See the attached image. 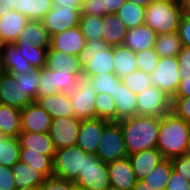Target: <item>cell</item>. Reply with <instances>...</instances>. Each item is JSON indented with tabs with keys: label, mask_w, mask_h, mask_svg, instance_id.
Segmentation results:
<instances>
[{
	"label": "cell",
	"mask_w": 190,
	"mask_h": 190,
	"mask_svg": "<svg viewBox=\"0 0 190 190\" xmlns=\"http://www.w3.org/2000/svg\"><path fill=\"white\" fill-rule=\"evenodd\" d=\"M128 156L134 153L156 148L160 117L136 115L118 121Z\"/></svg>",
	"instance_id": "obj_1"
},
{
	"label": "cell",
	"mask_w": 190,
	"mask_h": 190,
	"mask_svg": "<svg viewBox=\"0 0 190 190\" xmlns=\"http://www.w3.org/2000/svg\"><path fill=\"white\" fill-rule=\"evenodd\" d=\"M190 135V123L172 112L160 118L156 148L166 159L185 155Z\"/></svg>",
	"instance_id": "obj_2"
},
{
	"label": "cell",
	"mask_w": 190,
	"mask_h": 190,
	"mask_svg": "<svg viewBox=\"0 0 190 190\" xmlns=\"http://www.w3.org/2000/svg\"><path fill=\"white\" fill-rule=\"evenodd\" d=\"M79 59L85 79L98 73H114L113 46L110 47L102 39L86 40Z\"/></svg>",
	"instance_id": "obj_3"
},
{
	"label": "cell",
	"mask_w": 190,
	"mask_h": 190,
	"mask_svg": "<svg viewBox=\"0 0 190 190\" xmlns=\"http://www.w3.org/2000/svg\"><path fill=\"white\" fill-rule=\"evenodd\" d=\"M182 17L177 2L151 1L145 10V24L157 35L178 32Z\"/></svg>",
	"instance_id": "obj_4"
},
{
	"label": "cell",
	"mask_w": 190,
	"mask_h": 190,
	"mask_svg": "<svg viewBox=\"0 0 190 190\" xmlns=\"http://www.w3.org/2000/svg\"><path fill=\"white\" fill-rule=\"evenodd\" d=\"M87 154L77 145L56 150L52 160V177L76 182L80 172H83L84 158Z\"/></svg>",
	"instance_id": "obj_5"
},
{
	"label": "cell",
	"mask_w": 190,
	"mask_h": 190,
	"mask_svg": "<svg viewBox=\"0 0 190 190\" xmlns=\"http://www.w3.org/2000/svg\"><path fill=\"white\" fill-rule=\"evenodd\" d=\"M75 184L77 190H107L111 186L107 163L95 154H87L83 172H80Z\"/></svg>",
	"instance_id": "obj_6"
},
{
	"label": "cell",
	"mask_w": 190,
	"mask_h": 190,
	"mask_svg": "<svg viewBox=\"0 0 190 190\" xmlns=\"http://www.w3.org/2000/svg\"><path fill=\"white\" fill-rule=\"evenodd\" d=\"M96 156L104 163L128 157L122 128L118 122H109L103 129Z\"/></svg>",
	"instance_id": "obj_7"
},
{
	"label": "cell",
	"mask_w": 190,
	"mask_h": 190,
	"mask_svg": "<svg viewBox=\"0 0 190 190\" xmlns=\"http://www.w3.org/2000/svg\"><path fill=\"white\" fill-rule=\"evenodd\" d=\"M177 57H159L156 68L150 74L151 87H156L173 98L181 82Z\"/></svg>",
	"instance_id": "obj_8"
},
{
	"label": "cell",
	"mask_w": 190,
	"mask_h": 190,
	"mask_svg": "<svg viewBox=\"0 0 190 190\" xmlns=\"http://www.w3.org/2000/svg\"><path fill=\"white\" fill-rule=\"evenodd\" d=\"M96 90L89 79L82 78L78 88L69 93L74 116L79 120L96 119Z\"/></svg>",
	"instance_id": "obj_9"
},
{
	"label": "cell",
	"mask_w": 190,
	"mask_h": 190,
	"mask_svg": "<svg viewBox=\"0 0 190 190\" xmlns=\"http://www.w3.org/2000/svg\"><path fill=\"white\" fill-rule=\"evenodd\" d=\"M137 115L163 117L171 112L172 98L156 87L137 94Z\"/></svg>",
	"instance_id": "obj_10"
},
{
	"label": "cell",
	"mask_w": 190,
	"mask_h": 190,
	"mask_svg": "<svg viewBox=\"0 0 190 190\" xmlns=\"http://www.w3.org/2000/svg\"><path fill=\"white\" fill-rule=\"evenodd\" d=\"M34 100L22 85V75H11L4 72L0 76V103L19 109L25 108Z\"/></svg>",
	"instance_id": "obj_11"
},
{
	"label": "cell",
	"mask_w": 190,
	"mask_h": 190,
	"mask_svg": "<svg viewBox=\"0 0 190 190\" xmlns=\"http://www.w3.org/2000/svg\"><path fill=\"white\" fill-rule=\"evenodd\" d=\"M80 16V8L53 6L41 21L51 38L67 29L79 26Z\"/></svg>",
	"instance_id": "obj_12"
},
{
	"label": "cell",
	"mask_w": 190,
	"mask_h": 190,
	"mask_svg": "<svg viewBox=\"0 0 190 190\" xmlns=\"http://www.w3.org/2000/svg\"><path fill=\"white\" fill-rule=\"evenodd\" d=\"M81 120L74 117L52 119L50 137L56 150L77 145Z\"/></svg>",
	"instance_id": "obj_13"
},
{
	"label": "cell",
	"mask_w": 190,
	"mask_h": 190,
	"mask_svg": "<svg viewBox=\"0 0 190 190\" xmlns=\"http://www.w3.org/2000/svg\"><path fill=\"white\" fill-rule=\"evenodd\" d=\"M52 117L36 102L21 109V131L49 133Z\"/></svg>",
	"instance_id": "obj_14"
},
{
	"label": "cell",
	"mask_w": 190,
	"mask_h": 190,
	"mask_svg": "<svg viewBox=\"0 0 190 190\" xmlns=\"http://www.w3.org/2000/svg\"><path fill=\"white\" fill-rule=\"evenodd\" d=\"M108 123L109 121L100 118L82 120L77 146L81 147L88 154H96L103 129Z\"/></svg>",
	"instance_id": "obj_15"
},
{
	"label": "cell",
	"mask_w": 190,
	"mask_h": 190,
	"mask_svg": "<svg viewBox=\"0 0 190 190\" xmlns=\"http://www.w3.org/2000/svg\"><path fill=\"white\" fill-rule=\"evenodd\" d=\"M86 44V38L79 26L67 29L50 38V50L79 56Z\"/></svg>",
	"instance_id": "obj_16"
},
{
	"label": "cell",
	"mask_w": 190,
	"mask_h": 190,
	"mask_svg": "<svg viewBox=\"0 0 190 190\" xmlns=\"http://www.w3.org/2000/svg\"><path fill=\"white\" fill-rule=\"evenodd\" d=\"M111 187L132 190L137 179L128 157L107 163Z\"/></svg>",
	"instance_id": "obj_17"
},
{
	"label": "cell",
	"mask_w": 190,
	"mask_h": 190,
	"mask_svg": "<svg viewBox=\"0 0 190 190\" xmlns=\"http://www.w3.org/2000/svg\"><path fill=\"white\" fill-rule=\"evenodd\" d=\"M0 53L3 62L4 72L11 75H22L29 72L33 67L21 55L19 46L15 43H4L0 45Z\"/></svg>",
	"instance_id": "obj_18"
},
{
	"label": "cell",
	"mask_w": 190,
	"mask_h": 190,
	"mask_svg": "<svg viewBox=\"0 0 190 190\" xmlns=\"http://www.w3.org/2000/svg\"><path fill=\"white\" fill-rule=\"evenodd\" d=\"M157 33L146 24L128 29L123 45L132 51L141 52L155 48Z\"/></svg>",
	"instance_id": "obj_19"
},
{
	"label": "cell",
	"mask_w": 190,
	"mask_h": 190,
	"mask_svg": "<svg viewBox=\"0 0 190 190\" xmlns=\"http://www.w3.org/2000/svg\"><path fill=\"white\" fill-rule=\"evenodd\" d=\"M51 117H74L69 93L58 92L35 100Z\"/></svg>",
	"instance_id": "obj_20"
},
{
	"label": "cell",
	"mask_w": 190,
	"mask_h": 190,
	"mask_svg": "<svg viewBox=\"0 0 190 190\" xmlns=\"http://www.w3.org/2000/svg\"><path fill=\"white\" fill-rule=\"evenodd\" d=\"M137 95L128 89L122 80L115 84L112 99L116 104L117 122L137 115Z\"/></svg>",
	"instance_id": "obj_21"
},
{
	"label": "cell",
	"mask_w": 190,
	"mask_h": 190,
	"mask_svg": "<svg viewBox=\"0 0 190 190\" xmlns=\"http://www.w3.org/2000/svg\"><path fill=\"white\" fill-rule=\"evenodd\" d=\"M17 138L20 148L48 155L53 160L56 149L49 133L21 131Z\"/></svg>",
	"instance_id": "obj_22"
},
{
	"label": "cell",
	"mask_w": 190,
	"mask_h": 190,
	"mask_svg": "<svg viewBox=\"0 0 190 190\" xmlns=\"http://www.w3.org/2000/svg\"><path fill=\"white\" fill-rule=\"evenodd\" d=\"M45 67L58 72L83 74V67L79 56L63 53L58 50H47Z\"/></svg>",
	"instance_id": "obj_23"
},
{
	"label": "cell",
	"mask_w": 190,
	"mask_h": 190,
	"mask_svg": "<svg viewBox=\"0 0 190 190\" xmlns=\"http://www.w3.org/2000/svg\"><path fill=\"white\" fill-rule=\"evenodd\" d=\"M28 20L25 15L14 10L0 16V45L14 43Z\"/></svg>",
	"instance_id": "obj_24"
},
{
	"label": "cell",
	"mask_w": 190,
	"mask_h": 190,
	"mask_svg": "<svg viewBox=\"0 0 190 190\" xmlns=\"http://www.w3.org/2000/svg\"><path fill=\"white\" fill-rule=\"evenodd\" d=\"M101 39L110 47L123 45L128 28L116 14L102 17Z\"/></svg>",
	"instance_id": "obj_25"
},
{
	"label": "cell",
	"mask_w": 190,
	"mask_h": 190,
	"mask_svg": "<svg viewBox=\"0 0 190 190\" xmlns=\"http://www.w3.org/2000/svg\"><path fill=\"white\" fill-rule=\"evenodd\" d=\"M137 180H142L164 159L157 148L143 150L128 156Z\"/></svg>",
	"instance_id": "obj_26"
},
{
	"label": "cell",
	"mask_w": 190,
	"mask_h": 190,
	"mask_svg": "<svg viewBox=\"0 0 190 190\" xmlns=\"http://www.w3.org/2000/svg\"><path fill=\"white\" fill-rule=\"evenodd\" d=\"M12 168L17 190L38 188L47 177L24 162H17Z\"/></svg>",
	"instance_id": "obj_27"
},
{
	"label": "cell",
	"mask_w": 190,
	"mask_h": 190,
	"mask_svg": "<svg viewBox=\"0 0 190 190\" xmlns=\"http://www.w3.org/2000/svg\"><path fill=\"white\" fill-rule=\"evenodd\" d=\"M28 41L40 48L50 47V36L44 28L42 21L28 20L14 43H28Z\"/></svg>",
	"instance_id": "obj_28"
},
{
	"label": "cell",
	"mask_w": 190,
	"mask_h": 190,
	"mask_svg": "<svg viewBox=\"0 0 190 190\" xmlns=\"http://www.w3.org/2000/svg\"><path fill=\"white\" fill-rule=\"evenodd\" d=\"M114 73L120 79L138 70L136 53L124 45L113 46Z\"/></svg>",
	"instance_id": "obj_29"
},
{
	"label": "cell",
	"mask_w": 190,
	"mask_h": 190,
	"mask_svg": "<svg viewBox=\"0 0 190 190\" xmlns=\"http://www.w3.org/2000/svg\"><path fill=\"white\" fill-rule=\"evenodd\" d=\"M13 8L29 20L41 21L53 8V3L52 0H14Z\"/></svg>",
	"instance_id": "obj_30"
},
{
	"label": "cell",
	"mask_w": 190,
	"mask_h": 190,
	"mask_svg": "<svg viewBox=\"0 0 190 190\" xmlns=\"http://www.w3.org/2000/svg\"><path fill=\"white\" fill-rule=\"evenodd\" d=\"M0 130L7 137H18L21 132V109L0 103Z\"/></svg>",
	"instance_id": "obj_31"
},
{
	"label": "cell",
	"mask_w": 190,
	"mask_h": 190,
	"mask_svg": "<svg viewBox=\"0 0 190 190\" xmlns=\"http://www.w3.org/2000/svg\"><path fill=\"white\" fill-rule=\"evenodd\" d=\"M172 169L171 159L164 158L142 179V181L153 190H165Z\"/></svg>",
	"instance_id": "obj_32"
},
{
	"label": "cell",
	"mask_w": 190,
	"mask_h": 190,
	"mask_svg": "<svg viewBox=\"0 0 190 190\" xmlns=\"http://www.w3.org/2000/svg\"><path fill=\"white\" fill-rule=\"evenodd\" d=\"M20 161L31 166L36 171L42 172L47 178L53 175L52 159L48 155L21 148Z\"/></svg>",
	"instance_id": "obj_33"
},
{
	"label": "cell",
	"mask_w": 190,
	"mask_h": 190,
	"mask_svg": "<svg viewBox=\"0 0 190 190\" xmlns=\"http://www.w3.org/2000/svg\"><path fill=\"white\" fill-rule=\"evenodd\" d=\"M145 10L146 6L127 0L116 15L119 16L128 29H131L145 24Z\"/></svg>",
	"instance_id": "obj_34"
},
{
	"label": "cell",
	"mask_w": 190,
	"mask_h": 190,
	"mask_svg": "<svg viewBox=\"0 0 190 190\" xmlns=\"http://www.w3.org/2000/svg\"><path fill=\"white\" fill-rule=\"evenodd\" d=\"M181 48L182 42L178 32L157 35L155 51L159 57H176Z\"/></svg>",
	"instance_id": "obj_35"
},
{
	"label": "cell",
	"mask_w": 190,
	"mask_h": 190,
	"mask_svg": "<svg viewBox=\"0 0 190 190\" xmlns=\"http://www.w3.org/2000/svg\"><path fill=\"white\" fill-rule=\"evenodd\" d=\"M20 144L17 137L0 140V165L13 167L20 161Z\"/></svg>",
	"instance_id": "obj_36"
},
{
	"label": "cell",
	"mask_w": 190,
	"mask_h": 190,
	"mask_svg": "<svg viewBox=\"0 0 190 190\" xmlns=\"http://www.w3.org/2000/svg\"><path fill=\"white\" fill-rule=\"evenodd\" d=\"M19 46L21 55L33 68H43L46 63V54L49 48H40L28 41V43H15Z\"/></svg>",
	"instance_id": "obj_37"
},
{
	"label": "cell",
	"mask_w": 190,
	"mask_h": 190,
	"mask_svg": "<svg viewBox=\"0 0 190 190\" xmlns=\"http://www.w3.org/2000/svg\"><path fill=\"white\" fill-rule=\"evenodd\" d=\"M97 118L109 122H117L116 104L112 97L106 93H97L95 98Z\"/></svg>",
	"instance_id": "obj_38"
},
{
	"label": "cell",
	"mask_w": 190,
	"mask_h": 190,
	"mask_svg": "<svg viewBox=\"0 0 190 190\" xmlns=\"http://www.w3.org/2000/svg\"><path fill=\"white\" fill-rule=\"evenodd\" d=\"M79 27L86 40L101 39L102 17L81 14Z\"/></svg>",
	"instance_id": "obj_39"
},
{
	"label": "cell",
	"mask_w": 190,
	"mask_h": 190,
	"mask_svg": "<svg viewBox=\"0 0 190 190\" xmlns=\"http://www.w3.org/2000/svg\"><path fill=\"white\" fill-rule=\"evenodd\" d=\"M121 79L116 76L115 73H104L95 74L89 78V81L94 86L97 93H106L113 96V91L115 90V84Z\"/></svg>",
	"instance_id": "obj_40"
},
{
	"label": "cell",
	"mask_w": 190,
	"mask_h": 190,
	"mask_svg": "<svg viewBox=\"0 0 190 190\" xmlns=\"http://www.w3.org/2000/svg\"><path fill=\"white\" fill-rule=\"evenodd\" d=\"M121 80L124 85L136 95L145 92L146 89L151 87L149 81L150 74L141 70H136Z\"/></svg>",
	"instance_id": "obj_41"
},
{
	"label": "cell",
	"mask_w": 190,
	"mask_h": 190,
	"mask_svg": "<svg viewBox=\"0 0 190 190\" xmlns=\"http://www.w3.org/2000/svg\"><path fill=\"white\" fill-rule=\"evenodd\" d=\"M82 78L83 74H70L55 70V87L61 93H70L78 88Z\"/></svg>",
	"instance_id": "obj_42"
},
{
	"label": "cell",
	"mask_w": 190,
	"mask_h": 190,
	"mask_svg": "<svg viewBox=\"0 0 190 190\" xmlns=\"http://www.w3.org/2000/svg\"><path fill=\"white\" fill-rule=\"evenodd\" d=\"M55 87V70L47 67L41 68V77L38 85V97H45L58 93Z\"/></svg>",
	"instance_id": "obj_43"
},
{
	"label": "cell",
	"mask_w": 190,
	"mask_h": 190,
	"mask_svg": "<svg viewBox=\"0 0 190 190\" xmlns=\"http://www.w3.org/2000/svg\"><path fill=\"white\" fill-rule=\"evenodd\" d=\"M159 55L155 51V48L136 52V60L138 70H141L147 74H151L156 68Z\"/></svg>",
	"instance_id": "obj_44"
},
{
	"label": "cell",
	"mask_w": 190,
	"mask_h": 190,
	"mask_svg": "<svg viewBox=\"0 0 190 190\" xmlns=\"http://www.w3.org/2000/svg\"><path fill=\"white\" fill-rule=\"evenodd\" d=\"M40 77L41 68H32L29 72L22 74V85L34 101L38 98Z\"/></svg>",
	"instance_id": "obj_45"
},
{
	"label": "cell",
	"mask_w": 190,
	"mask_h": 190,
	"mask_svg": "<svg viewBox=\"0 0 190 190\" xmlns=\"http://www.w3.org/2000/svg\"><path fill=\"white\" fill-rule=\"evenodd\" d=\"M171 112L190 123V97H173Z\"/></svg>",
	"instance_id": "obj_46"
},
{
	"label": "cell",
	"mask_w": 190,
	"mask_h": 190,
	"mask_svg": "<svg viewBox=\"0 0 190 190\" xmlns=\"http://www.w3.org/2000/svg\"><path fill=\"white\" fill-rule=\"evenodd\" d=\"M38 190H77V185L73 181L49 177L38 187Z\"/></svg>",
	"instance_id": "obj_47"
},
{
	"label": "cell",
	"mask_w": 190,
	"mask_h": 190,
	"mask_svg": "<svg viewBox=\"0 0 190 190\" xmlns=\"http://www.w3.org/2000/svg\"><path fill=\"white\" fill-rule=\"evenodd\" d=\"M81 14L103 17L105 15L104 0H83Z\"/></svg>",
	"instance_id": "obj_48"
},
{
	"label": "cell",
	"mask_w": 190,
	"mask_h": 190,
	"mask_svg": "<svg viewBox=\"0 0 190 190\" xmlns=\"http://www.w3.org/2000/svg\"><path fill=\"white\" fill-rule=\"evenodd\" d=\"M179 68V76L181 81L186 80L190 76V48L182 46L177 54Z\"/></svg>",
	"instance_id": "obj_49"
},
{
	"label": "cell",
	"mask_w": 190,
	"mask_h": 190,
	"mask_svg": "<svg viewBox=\"0 0 190 190\" xmlns=\"http://www.w3.org/2000/svg\"><path fill=\"white\" fill-rule=\"evenodd\" d=\"M173 170L190 182V157L182 155L171 159Z\"/></svg>",
	"instance_id": "obj_50"
},
{
	"label": "cell",
	"mask_w": 190,
	"mask_h": 190,
	"mask_svg": "<svg viewBox=\"0 0 190 190\" xmlns=\"http://www.w3.org/2000/svg\"><path fill=\"white\" fill-rule=\"evenodd\" d=\"M0 190H17L11 167L0 165Z\"/></svg>",
	"instance_id": "obj_51"
},
{
	"label": "cell",
	"mask_w": 190,
	"mask_h": 190,
	"mask_svg": "<svg viewBox=\"0 0 190 190\" xmlns=\"http://www.w3.org/2000/svg\"><path fill=\"white\" fill-rule=\"evenodd\" d=\"M165 190H190V182L172 169Z\"/></svg>",
	"instance_id": "obj_52"
},
{
	"label": "cell",
	"mask_w": 190,
	"mask_h": 190,
	"mask_svg": "<svg viewBox=\"0 0 190 190\" xmlns=\"http://www.w3.org/2000/svg\"><path fill=\"white\" fill-rule=\"evenodd\" d=\"M178 34L182 42V46L190 48V19L182 17Z\"/></svg>",
	"instance_id": "obj_53"
},
{
	"label": "cell",
	"mask_w": 190,
	"mask_h": 190,
	"mask_svg": "<svg viewBox=\"0 0 190 190\" xmlns=\"http://www.w3.org/2000/svg\"><path fill=\"white\" fill-rule=\"evenodd\" d=\"M127 0H104L105 14H116Z\"/></svg>",
	"instance_id": "obj_54"
},
{
	"label": "cell",
	"mask_w": 190,
	"mask_h": 190,
	"mask_svg": "<svg viewBox=\"0 0 190 190\" xmlns=\"http://www.w3.org/2000/svg\"><path fill=\"white\" fill-rule=\"evenodd\" d=\"M174 97H190V76L180 82Z\"/></svg>",
	"instance_id": "obj_55"
},
{
	"label": "cell",
	"mask_w": 190,
	"mask_h": 190,
	"mask_svg": "<svg viewBox=\"0 0 190 190\" xmlns=\"http://www.w3.org/2000/svg\"><path fill=\"white\" fill-rule=\"evenodd\" d=\"M83 0H52L53 6H62L66 8H80Z\"/></svg>",
	"instance_id": "obj_56"
},
{
	"label": "cell",
	"mask_w": 190,
	"mask_h": 190,
	"mask_svg": "<svg viewBox=\"0 0 190 190\" xmlns=\"http://www.w3.org/2000/svg\"><path fill=\"white\" fill-rule=\"evenodd\" d=\"M14 0H0V16L13 11Z\"/></svg>",
	"instance_id": "obj_57"
},
{
	"label": "cell",
	"mask_w": 190,
	"mask_h": 190,
	"mask_svg": "<svg viewBox=\"0 0 190 190\" xmlns=\"http://www.w3.org/2000/svg\"><path fill=\"white\" fill-rule=\"evenodd\" d=\"M132 190H153L150 188L145 182L142 180H137L135 186L132 188Z\"/></svg>",
	"instance_id": "obj_58"
},
{
	"label": "cell",
	"mask_w": 190,
	"mask_h": 190,
	"mask_svg": "<svg viewBox=\"0 0 190 190\" xmlns=\"http://www.w3.org/2000/svg\"><path fill=\"white\" fill-rule=\"evenodd\" d=\"M181 9H182V15H183V17L190 19V3L183 4L181 6Z\"/></svg>",
	"instance_id": "obj_59"
},
{
	"label": "cell",
	"mask_w": 190,
	"mask_h": 190,
	"mask_svg": "<svg viewBox=\"0 0 190 190\" xmlns=\"http://www.w3.org/2000/svg\"><path fill=\"white\" fill-rule=\"evenodd\" d=\"M128 1L134 2L142 6H147L151 2V0H128Z\"/></svg>",
	"instance_id": "obj_60"
},
{
	"label": "cell",
	"mask_w": 190,
	"mask_h": 190,
	"mask_svg": "<svg viewBox=\"0 0 190 190\" xmlns=\"http://www.w3.org/2000/svg\"><path fill=\"white\" fill-rule=\"evenodd\" d=\"M185 155L190 157V135H189V139H188V144H187V149L185 152Z\"/></svg>",
	"instance_id": "obj_61"
},
{
	"label": "cell",
	"mask_w": 190,
	"mask_h": 190,
	"mask_svg": "<svg viewBox=\"0 0 190 190\" xmlns=\"http://www.w3.org/2000/svg\"><path fill=\"white\" fill-rule=\"evenodd\" d=\"M4 73V69H3V62H2V57H1V53H0V76Z\"/></svg>",
	"instance_id": "obj_62"
},
{
	"label": "cell",
	"mask_w": 190,
	"mask_h": 190,
	"mask_svg": "<svg viewBox=\"0 0 190 190\" xmlns=\"http://www.w3.org/2000/svg\"><path fill=\"white\" fill-rule=\"evenodd\" d=\"M180 6H182L183 4H188L190 3V0H178L177 2Z\"/></svg>",
	"instance_id": "obj_63"
},
{
	"label": "cell",
	"mask_w": 190,
	"mask_h": 190,
	"mask_svg": "<svg viewBox=\"0 0 190 190\" xmlns=\"http://www.w3.org/2000/svg\"><path fill=\"white\" fill-rule=\"evenodd\" d=\"M151 1H161V2H178V0H151Z\"/></svg>",
	"instance_id": "obj_64"
},
{
	"label": "cell",
	"mask_w": 190,
	"mask_h": 190,
	"mask_svg": "<svg viewBox=\"0 0 190 190\" xmlns=\"http://www.w3.org/2000/svg\"><path fill=\"white\" fill-rule=\"evenodd\" d=\"M7 136L0 130V140L6 138Z\"/></svg>",
	"instance_id": "obj_65"
},
{
	"label": "cell",
	"mask_w": 190,
	"mask_h": 190,
	"mask_svg": "<svg viewBox=\"0 0 190 190\" xmlns=\"http://www.w3.org/2000/svg\"><path fill=\"white\" fill-rule=\"evenodd\" d=\"M107 190H120V189H118V188H114V187H109Z\"/></svg>",
	"instance_id": "obj_66"
},
{
	"label": "cell",
	"mask_w": 190,
	"mask_h": 190,
	"mask_svg": "<svg viewBox=\"0 0 190 190\" xmlns=\"http://www.w3.org/2000/svg\"><path fill=\"white\" fill-rule=\"evenodd\" d=\"M21 190H38V188H27V189H21Z\"/></svg>",
	"instance_id": "obj_67"
}]
</instances>
